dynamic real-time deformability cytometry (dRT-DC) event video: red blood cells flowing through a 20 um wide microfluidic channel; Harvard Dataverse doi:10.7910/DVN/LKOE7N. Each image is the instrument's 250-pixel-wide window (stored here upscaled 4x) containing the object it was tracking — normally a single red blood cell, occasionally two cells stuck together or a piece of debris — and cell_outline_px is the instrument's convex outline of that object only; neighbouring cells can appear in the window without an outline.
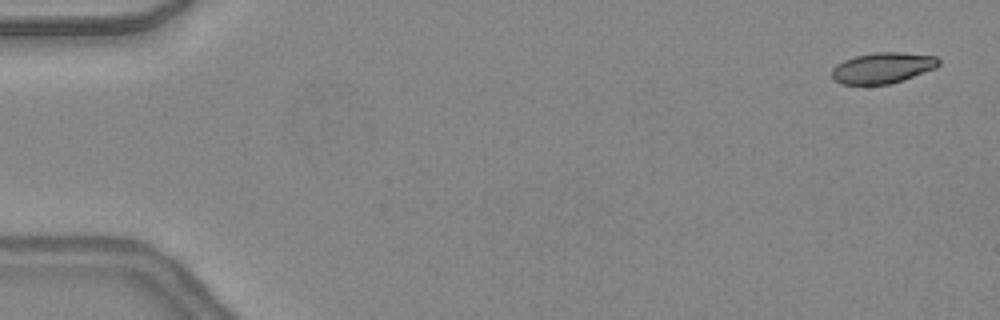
{"species": "common noctule bat (a hibernating species)", "species_latin": "Nyctalus noctula", "temperature_condition": "warm", "stored_images_in_passage": 47, "camera_frame_rate_fps": 3000, "um_per_image_px": 0.085, "animal": {"sex": "female", "body_mass_g": 24.6, "forearm_length_mm": 56.2}, "frame": {"image": 1, "passage_image": 2, "time_ms": 0.333, "image_size_px": [1000, 320], "cell_outline_px": [[940, 64], [936, 68], [888, 84], [840, 84], [832, 80], [832, 68], [836, 64], [844, 60], [856, 56], [872, 52], [900, 52], [936, 56], [940, 60]], "centroid_in_image_um": [74.99, 5.76], "position_along_channel_um": 10.0, "area_um2": 19.13}}
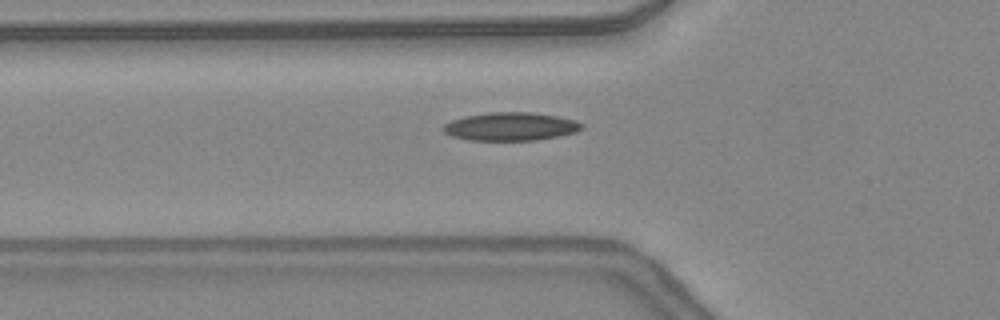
{"frame": {"image": 2, "passage_image": 17, "time_ms": 5.333, "image_size_px": [1000, 320], "cell_outline_px": [[584, 128], [576, 132], [536, 140], [468, 140], [452, 136], [444, 132], [440, 128], [444, 124], [452, 120], [464, 116], [488, 112], [532, 112], [556, 116], [576, 120], [584, 124]], "centroid_in_image_um": [43.39, 10.75], "position_along_channel_um": 82.4, "area_um2": 22.89}}
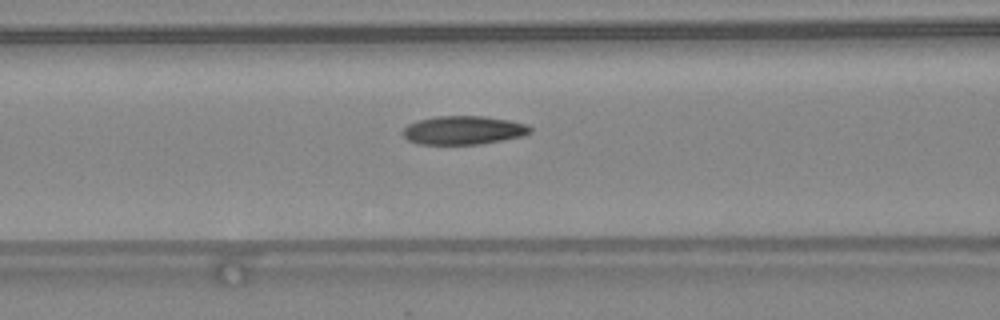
{"frame": {"image": 3, "passage_image": 20, "time_ms": 6.333, "image_size_px": [1000, 320], "cell_outline_px": [[532, 132], [520, 136], [480, 144], [416, 144], [408, 140], [400, 132], [408, 124], [420, 120], [436, 116], [484, 116], [508, 120], [528, 124], [532, 128]], "centroid_in_image_um": [39.37, 11.06], "position_along_channel_um": 127.2, "area_um2": 21.15}}